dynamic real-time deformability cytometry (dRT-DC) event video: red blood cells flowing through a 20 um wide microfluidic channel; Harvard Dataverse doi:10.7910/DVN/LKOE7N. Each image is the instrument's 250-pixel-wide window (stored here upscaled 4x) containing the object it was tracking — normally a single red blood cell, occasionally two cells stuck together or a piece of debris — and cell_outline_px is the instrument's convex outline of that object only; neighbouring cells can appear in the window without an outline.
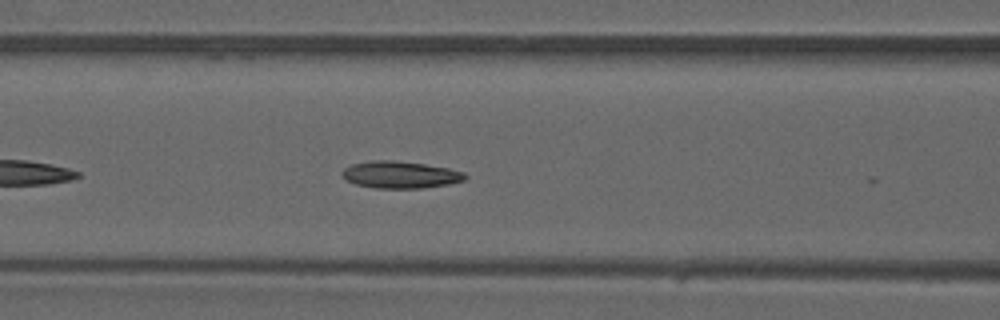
{"species": "common noctule bat (a hibernating species)", "species_latin": "Nyctalus noctula", "temperature_condition": "warm", "stored_images_in_passage": 12, "camera_frame_rate_fps": 3000, "um_per_image_px": 0.085, "animal": {"sex": "male", "forearm_length_mm": 52.5}, "frame": {"image": 1, "passage_image": 8, "time_ms": 2.333, "image_size_px": [1000, 320], "cell_outline_px": [[468, 176], [464, 180], [448, 184], [424, 188], [376, 188], [356, 184], [340, 176], [340, 172], [344, 168], [352, 164], [372, 160], [392, 160], [424, 164], [448, 168], [464, 172]], "centroid_in_image_um": [34.0, 14.85], "position_along_channel_um": 132.6, "area_um2": 19.36}}
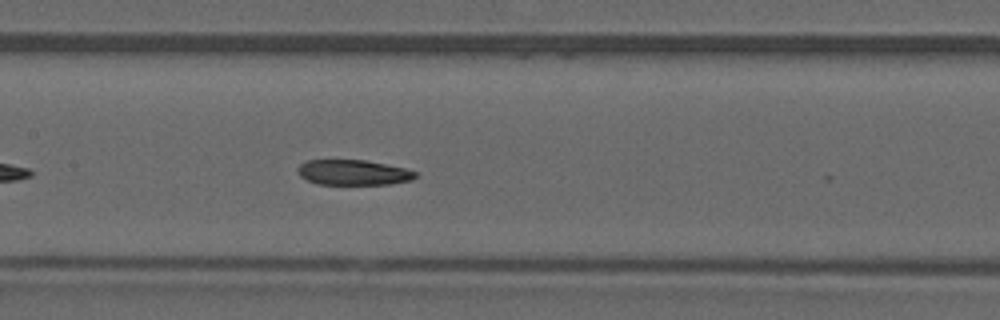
{"frame": {"image": 2, "passage_image": 11, "time_ms": 3.333, "image_size_px": [1000, 320], "cell_outline_px": [[420, 176], [412, 180], [388, 184], [316, 184], [300, 176], [296, 168], [300, 164], [308, 160], [364, 160], [404, 168], [416, 172]], "centroid_in_image_um": [30.03, 14.66], "position_along_channel_um": 177.4, "area_um2": 17.28}}